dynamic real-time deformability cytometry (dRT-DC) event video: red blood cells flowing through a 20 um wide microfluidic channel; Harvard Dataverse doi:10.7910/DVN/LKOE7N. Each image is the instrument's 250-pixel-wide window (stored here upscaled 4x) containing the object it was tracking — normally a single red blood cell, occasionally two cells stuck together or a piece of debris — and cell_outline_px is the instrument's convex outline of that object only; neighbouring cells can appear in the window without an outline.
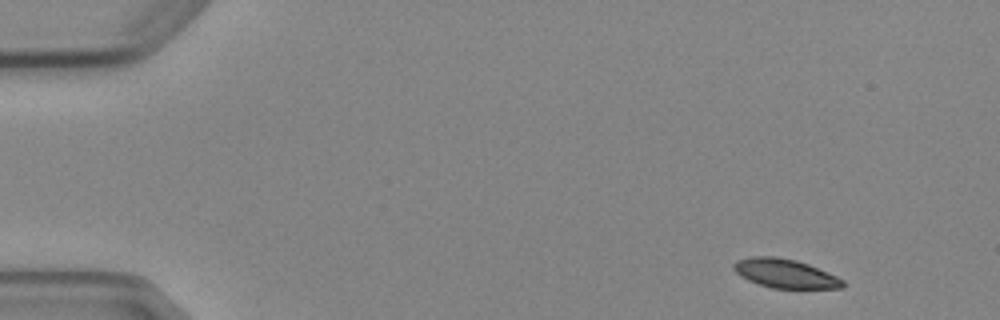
{"species": "Egyptian fruit bat (a non-hibernating species)", "species_latin": "Rousettus aegyptiacus", "temperature_condition": "cold", "stored_images_in_passage": 4, "camera_frame_rate_fps": 3000, "um_per_image_px": 0.085, "animal": {"sex": "female"}, "frame": {"image": 1, "passage_image": 1, "time_ms": 0.0, "image_size_px": [1000, 320], "cell_outline_px": [[844, 288], [772, 288], [748, 280], [740, 276], [732, 268], [732, 264], [736, 260], [752, 256], [776, 256], [796, 260], [808, 264], [836, 276], [844, 280]], "centroid_in_image_um": [66.7, 23.23], "position_along_channel_um": 18.3, "area_um2": 18.38}}
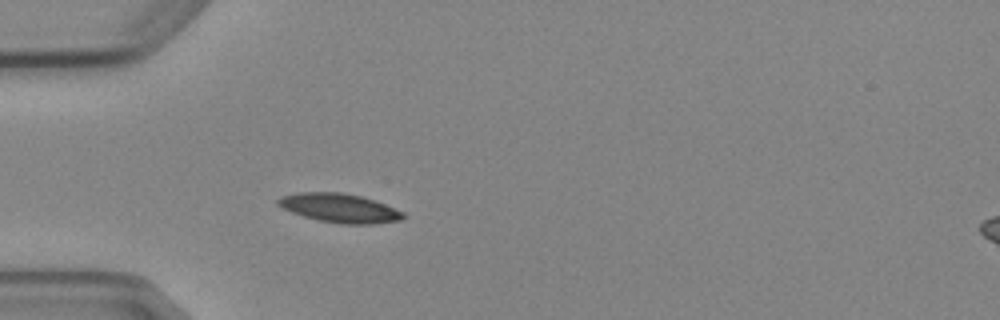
{"frame": {"image": 2, "passage_image": 4, "time_ms": 3.667, "image_size_px": [1000, 320], "cell_outline_px": [[404, 216], [400, 220], [372, 224], [340, 224], [320, 220], [304, 216], [292, 212], [276, 204], [276, 200], [280, 196], [300, 192], [340, 192], [360, 196], [376, 200], [404, 212]], "centroid_in_image_um": [28.86, 17.67], "position_along_channel_um": 56.1, "area_um2": 21.04}}